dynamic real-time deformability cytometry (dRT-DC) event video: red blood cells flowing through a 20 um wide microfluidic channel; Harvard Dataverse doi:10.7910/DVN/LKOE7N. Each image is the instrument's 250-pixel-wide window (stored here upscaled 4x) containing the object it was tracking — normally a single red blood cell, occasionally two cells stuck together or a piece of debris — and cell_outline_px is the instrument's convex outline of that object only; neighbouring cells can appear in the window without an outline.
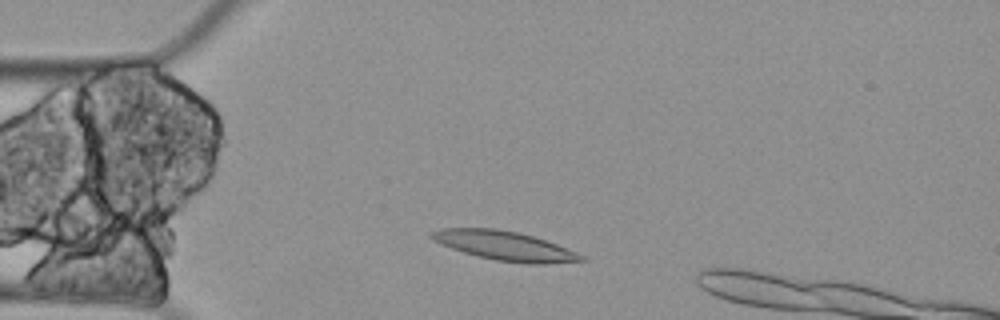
{"species": "Egyptian fruit bat (a non-hibernating species)", "species_latin": "Rousettus aegyptiacus", "temperature_condition": "cold", "stored_images_in_passage": 48, "camera_frame_rate_fps": 3000, "um_per_image_px": 0.085, "animal": {"sex": "female"}, "frame": {"image": 1, "passage_image": 2, "time_ms": 0.333, "image_size_px": [1000, 320], "cell_outline_px": [[588, 260], [544, 264], [528, 264], [496, 260], [476, 256], [452, 248], [432, 240], [428, 236], [432, 232], [440, 228], [496, 228], [516, 232], [532, 236], [556, 244], [576, 252], [584, 256]], "centroid_in_image_um": [42.88, 20.89], "position_along_channel_um": 42.1, "area_um2": 25.32}}
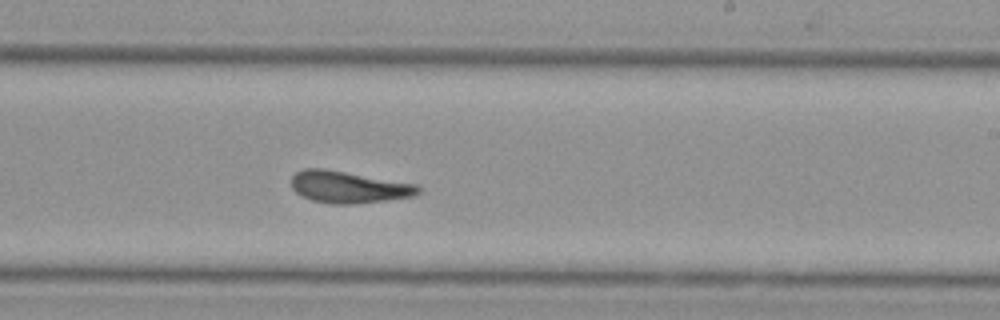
{"frame": {"image": 2, "passage_image": 23, "time_ms": 7.333, "image_size_px": [1000, 320], "cell_outline_px": [[420, 192], [412, 196], [384, 200], [352, 204], [332, 204], [312, 200], [296, 192], [292, 188], [292, 176], [296, 172], [304, 168], [324, 168], [416, 184], [420, 188]], "centroid_in_image_um": [29.6, 15.89], "position_along_channel_um": 259.4, "area_um2": 23.29}}
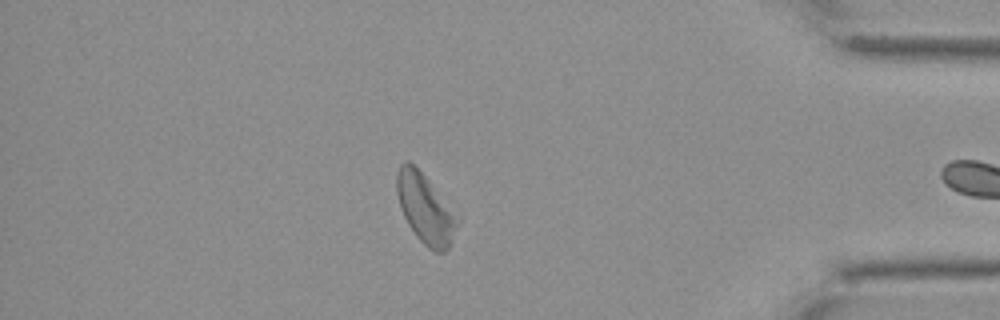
{"frame": {"image": 3, "passage_image": 39, "time_ms": 12.667, "image_size_px": [1000, 320], "cell_outline_px": [[456, 224], [452, 240], [448, 248], [444, 252], [436, 252], [428, 248], [416, 236], [408, 224], [404, 216], [396, 192], [396, 172], [400, 164], [404, 160], [408, 160], [428, 180], [452, 216]], "centroid_in_image_um": [36.03, 17.73], "position_along_channel_um": 399.2, "area_um2": 23.0}}